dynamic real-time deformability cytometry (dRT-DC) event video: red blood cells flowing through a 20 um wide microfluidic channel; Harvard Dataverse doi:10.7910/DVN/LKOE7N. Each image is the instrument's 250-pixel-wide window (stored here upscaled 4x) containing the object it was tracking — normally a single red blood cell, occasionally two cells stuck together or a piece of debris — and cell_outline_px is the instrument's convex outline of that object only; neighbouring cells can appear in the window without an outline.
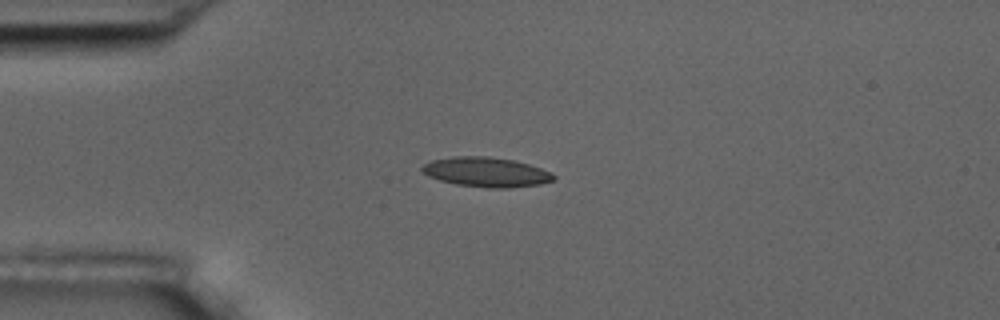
{"species": "common noctule bat (a hibernating species)", "species_latin": "Nyctalus noctula", "temperature_condition": "room temperature", "stored_images_in_passage": 2, "camera_frame_rate_fps": 3000, "um_per_image_px": 0.085, "animal": {"sex": "male", "body_mass_g": 17.5, "forearm_length_mm": 52.3}, "frame": {"image": 1, "passage_image": 1, "time_ms": 0.0, "image_size_px": [1000, 320], "cell_outline_px": [[556, 180], [540, 184], [508, 188], [488, 188], [456, 184], [440, 180], [428, 176], [420, 168], [424, 164], [432, 160], [452, 156], [488, 156], [512, 160], [528, 164], [552, 172], [556, 176]], "centroid_in_image_um": [41.35, 14.63], "position_along_channel_um": 43.7, "area_um2": 22.77}}